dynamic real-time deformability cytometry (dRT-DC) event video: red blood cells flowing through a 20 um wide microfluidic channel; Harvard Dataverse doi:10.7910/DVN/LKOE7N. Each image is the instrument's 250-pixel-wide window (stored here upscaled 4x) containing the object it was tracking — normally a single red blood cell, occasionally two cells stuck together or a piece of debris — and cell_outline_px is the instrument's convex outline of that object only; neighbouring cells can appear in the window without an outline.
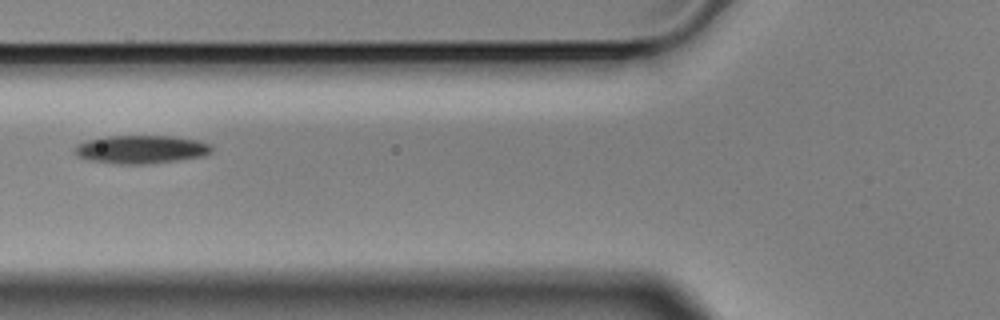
{"species": "Egyptian fruit bat (a non-hibernating species)", "species_latin": "Rousettus aegyptiacus", "temperature_condition": "cold", "stored_images_in_passage": 6, "camera_frame_rate_fps": 3000, "um_per_image_px": 0.085, "animal": {"sex": "male"}, "frame": {"image": 1, "passage_image": 6, "time_ms": 1.667, "image_size_px": [1000, 320], "cell_outline_px": [[212, 152], [204, 156], [148, 164], [120, 164], [88, 160], [76, 156], [72, 152], [72, 148], [76, 144], [84, 140], [104, 136], [172, 136], [200, 140], [208, 144], [212, 148]], "centroid_in_image_um": [11.91, 12.69], "position_along_channel_um": 113.9, "area_um2": 22.89}}